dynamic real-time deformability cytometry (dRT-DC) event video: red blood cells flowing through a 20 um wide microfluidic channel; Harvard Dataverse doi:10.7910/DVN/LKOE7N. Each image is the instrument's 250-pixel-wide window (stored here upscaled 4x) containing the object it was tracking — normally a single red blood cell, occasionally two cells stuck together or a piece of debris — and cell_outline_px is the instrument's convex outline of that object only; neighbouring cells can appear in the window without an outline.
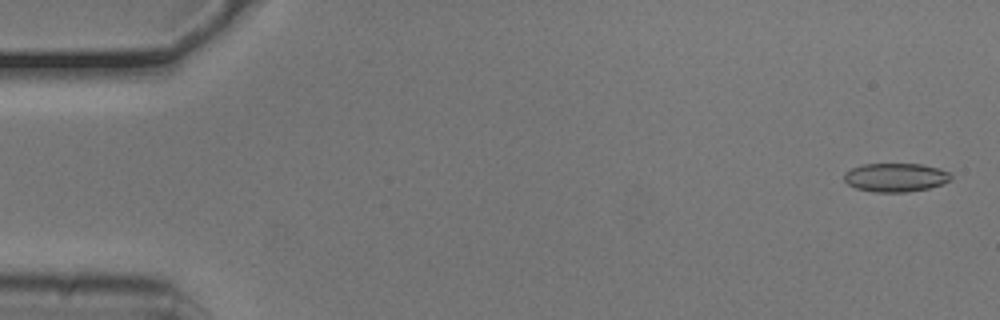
{"species": "common noctule bat (a hibernating species)", "species_latin": "Nyctalus noctula", "temperature_condition": "cold", "stored_images_in_passage": 54, "camera_frame_rate_fps": 3000, "um_per_image_px": 0.085, "animal": {"sex": "male", "body_mass_g": 20.5, "forearm_length_mm": 52.5}, "frame": {"image": 1, "passage_image": 2, "time_ms": 0.333, "image_size_px": [1000, 320], "cell_outline_px": [[952, 180], [944, 184], [928, 188], [904, 192], [872, 192], [856, 188], [848, 184], [844, 180], [844, 172], [852, 168], [864, 164], [920, 164], [936, 168], [948, 172], [952, 176]], "centroid_in_image_um": [76.11, 15.09], "position_along_channel_um": 8.9, "area_um2": 17.8}}
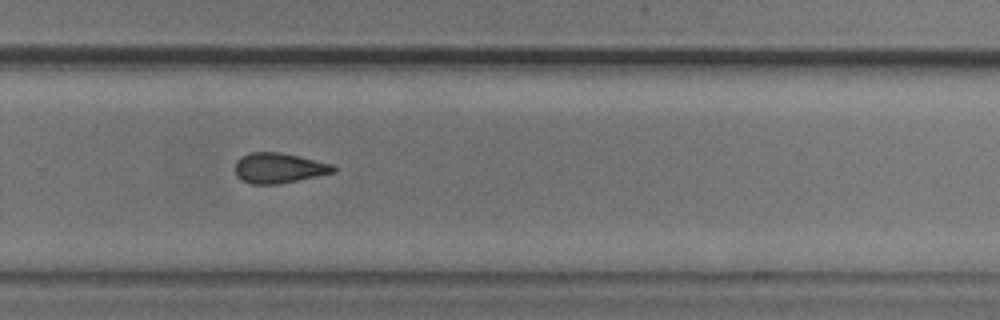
{"frame": {"image": 2, "passage_image": 36, "time_ms": 11.667, "image_size_px": [1000, 320], "cell_outline_px": [[336, 172], [276, 184], [252, 184], [240, 180], [236, 176], [236, 160], [240, 156], [248, 152], [280, 152], [332, 164], [336, 168]], "centroid_in_image_um": [23.65, 14.27], "position_along_channel_um": 306.1, "area_um2": 17.22}}
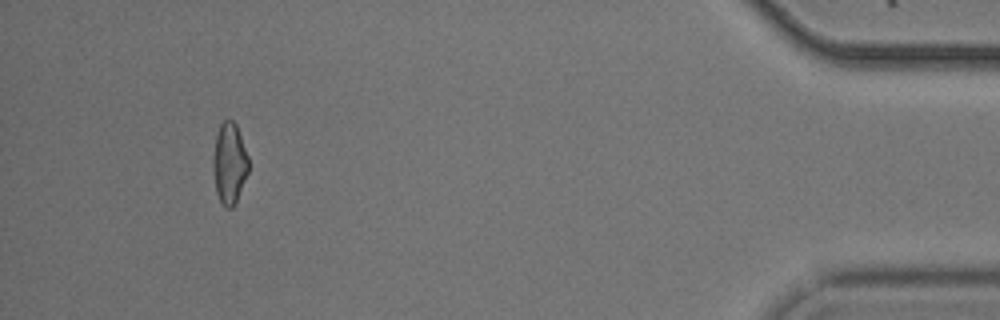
{"frame": {"image": 3, "passage_image": 50, "time_ms": 16.333, "image_size_px": [1000, 320], "cell_outline_px": [[248, 172], [236, 200], [232, 208], [224, 208], [216, 192], [212, 164], [212, 160], [216, 136], [220, 124], [224, 120], [232, 120], [236, 124], [248, 156]], "centroid_in_image_um": [19.48, 13.88], "position_along_channel_um": 415.7, "area_um2": 16.59}, "authors_computed_cell_mechanics": {"area_um2": 17.5423, "velocity_mm_per_s": 3.7751, "shape_relaxation_time_tau1_ms": null, "shape_relaxation_time_tau2_ms": 4.6332, "deformation_change_tau1": null, "deformation_change_tau2": 0.1254}}